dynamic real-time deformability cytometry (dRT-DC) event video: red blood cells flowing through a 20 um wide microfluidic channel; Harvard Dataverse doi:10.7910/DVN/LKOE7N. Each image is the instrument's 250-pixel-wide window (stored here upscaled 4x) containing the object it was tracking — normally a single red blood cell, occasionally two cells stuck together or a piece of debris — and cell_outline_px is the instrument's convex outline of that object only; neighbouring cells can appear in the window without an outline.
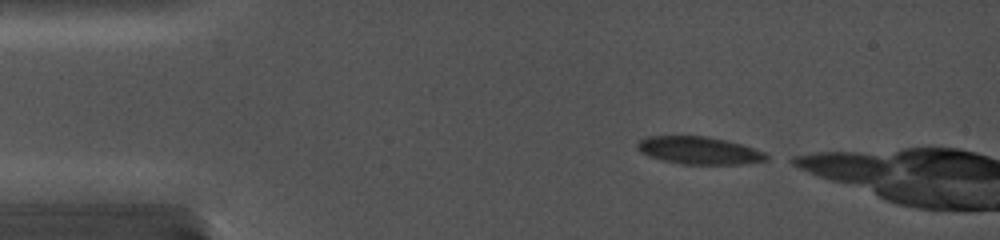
{"species": "common noctule bat (a hibernating species)", "species_latin": "Nyctalus noctula", "temperature_condition": "cold", "stored_images_in_passage": 65, "camera_frame_rate_fps": 5000, "um_per_image_px": 0.085, "animal": {"sex": "female", "body_mass_g": 19.0, "forearm_length_mm": 56.7}, "frame": {"image": 1, "passage_image": 3, "time_ms": 0.4, "image_size_px": [1000, 240], "cell_outline_px": [[768, 160], [744, 164], [680, 164], [648, 156], [640, 152], [636, 148], [636, 144], [644, 136], [708, 136], [744, 144], [764, 152], [768, 156]], "centroid_in_image_um": [59.42, 12.78], "position_along_channel_um": 25.6, "area_um2": 20.92}}
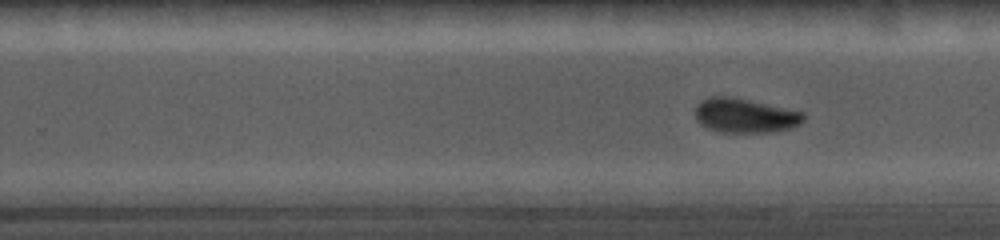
{"frame": {"image": 2, "passage_image": 43, "time_ms": 8.4, "image_size_px": [1000, 240], "cell_outline_px": [[804, 120], [800, 124], [792, 128], [776, 132], [716, 132], [704, 128], [696, 120], [696, 108], [704, 100], [712, 96], [724, 96], [744, 100], [800, 112], [804, 116]], "centroid_in_image_um": [63.29, 9.87], "position_along_channel_um": 266.5, "area_um2": 21.15}}
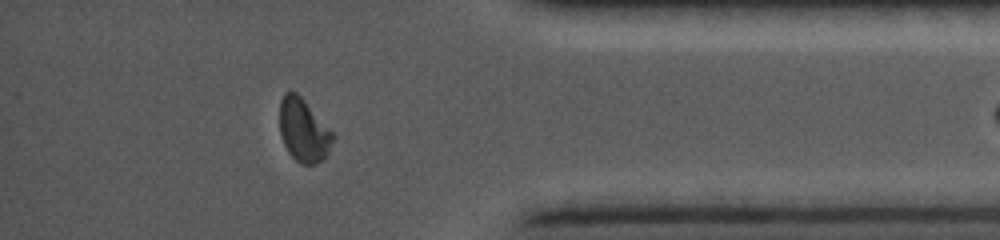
{"frame": {"image": 3, "passage_image": 63, "time_ms": 12.4, "image_size_px": [1000, 240], "cell_outline_px": [[336, 136], [324, 160], [316, 164], [300, 164], [288, 152], [284, 144], [280, 132], [280, 100], [284, 92], [296, 92], [304, 100]], "centroid_in_image_um": [25.81, 11.1], "position_along_channel_um": 409.4, "area_um2": 19.54}}